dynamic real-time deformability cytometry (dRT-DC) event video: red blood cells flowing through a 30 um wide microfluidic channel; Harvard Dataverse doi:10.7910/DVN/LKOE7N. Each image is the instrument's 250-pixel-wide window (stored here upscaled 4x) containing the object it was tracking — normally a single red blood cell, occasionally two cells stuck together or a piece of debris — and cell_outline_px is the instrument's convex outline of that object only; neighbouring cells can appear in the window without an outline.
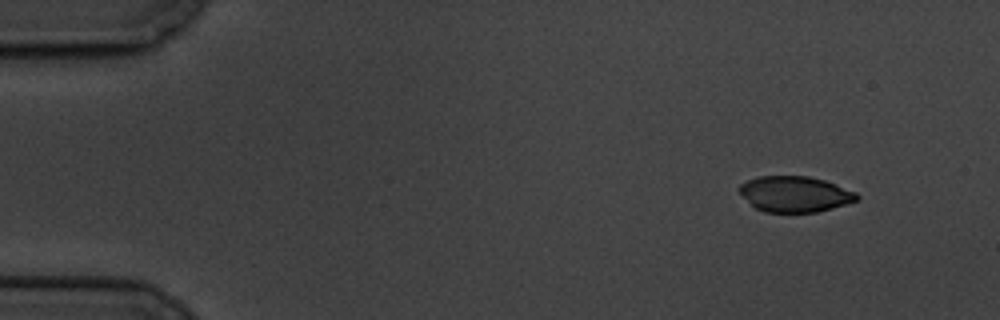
{"species": "common noctule bat (a hibernating species)", "species_latin": "Nyctalus noctula", "temperature_condition": "cold", "stored_images_in_passage": 4, "camera_frame_rate_fps": 3000, "um_per_image_px": 0.085, "animal": {"sex": "male", "body_mass_g": 19.5, "forearm_length_mm": 54.6}, "frame": {"image": 1, "passage_image": 1, "time_ms": 0.0, "image_size_px": [1000, 320], "cell_outline_px": [[860, 200], [832, 208], [816, 212], [764, 212], [756, 208], [736, 188], [740, 184], [748, 180], [760, 176], [808, 176], [824, 180], [856, 192], [860, 196]], "centroid_in_image_um": [67.59, 16.49], "position_along_channel_um": 17.4, "area_um2": 24.39}}
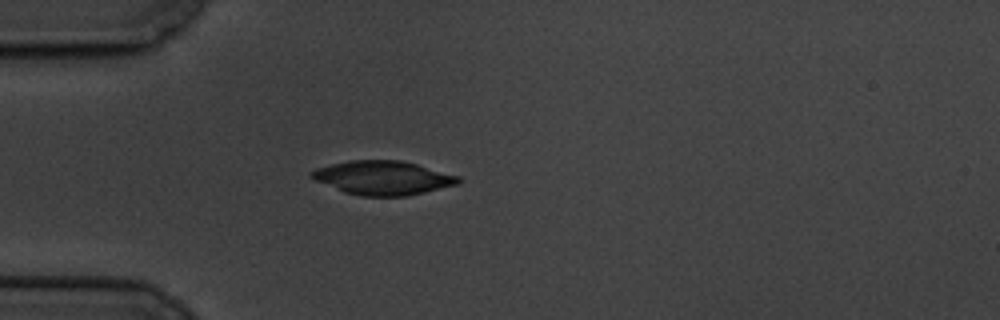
{"frame": {"image": 2, "passage_image": 4, "time_ms": 3.667, "image_size_px": [1000, 320], "cell_outline_px": [[460, 184], [408, 196], [360, 196], [344, 192], [316, 180], [308, 176], [308, 172], [316, 168], [332, 164], [352, 160], [400, 160], [416, 164], [460, 176]], "centroid_in_image_um": [32.56, 15.12], "position_along_channel_um": 52.4, "area_um2": 29.02}}